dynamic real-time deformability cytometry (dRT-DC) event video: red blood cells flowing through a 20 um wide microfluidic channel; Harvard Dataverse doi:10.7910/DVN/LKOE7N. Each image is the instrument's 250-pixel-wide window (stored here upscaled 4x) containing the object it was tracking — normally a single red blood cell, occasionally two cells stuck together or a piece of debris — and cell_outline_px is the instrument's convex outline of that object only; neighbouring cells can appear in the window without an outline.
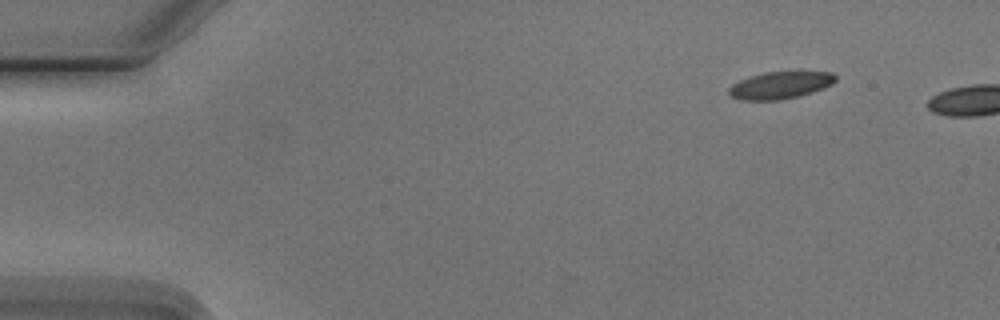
{"species": "Egyptian fruit bat (a non-hibernating species)", "species_latin": "Rousettus aegyptiacus", "temperature_condition": "cold", "stored_images_in_passage": 5, "camera_frame_rate_fps": 3000, "um_per_image_px": 0.085, "animal": {"sex": "male"}, "frame": {"image": 1, "passage_image": 1, "time_ms": 0.0, "image_size_px": [1000, 320], "cell_outline_px": [[836, 80], [832, 84], [824, 88], [800, 96], [780, 100], [740, 100], [728, 96], [728, 88], [732, 84], [740, 80], [764, 72], [832, 72], [836, 76]], "centroid_in_image_um": [66.29, 7.26], "position_along_channel_um": 18.7, "area_um2": 16.94}}